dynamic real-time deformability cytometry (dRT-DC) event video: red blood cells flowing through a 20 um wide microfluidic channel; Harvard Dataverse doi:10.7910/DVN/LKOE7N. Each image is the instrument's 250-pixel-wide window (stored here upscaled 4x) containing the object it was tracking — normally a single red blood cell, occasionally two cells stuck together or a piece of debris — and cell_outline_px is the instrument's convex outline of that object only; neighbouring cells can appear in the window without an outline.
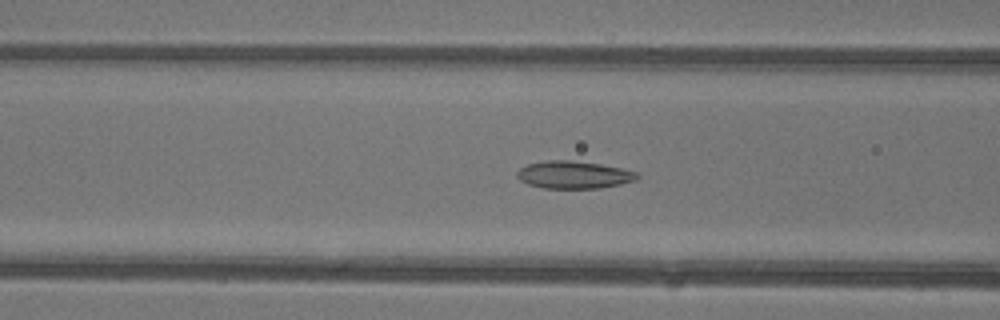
{"species": "common noctule bat (a hibernating species)", "species_latin": "Nyctalus noctula", "temperature_condition": "warm", "stored_images_in_passage": 35, "camera_frame_rate_fps": 3000, "um_per_image_px": 0.085, "animal": {"sex": "female"}, "frame": {"image": 1, "passage_image": 12, "time_ms": 3.667, "image_size_px": [1000, 320], "cell_outline_px": [[640, 176], [636, 180], [620, 184], [600, 188], [544, 188], [528, 184], [520, 180], [516, 176], [516, 172], [520, 168], [528, 164], [548, 160], [568, 160], [600, 164], [620, 168], [636, 172]], "centroid_in_image_um": [48.76, 14.86], "position_along_channel_um": 117.8, "area_um2": 19.13}}
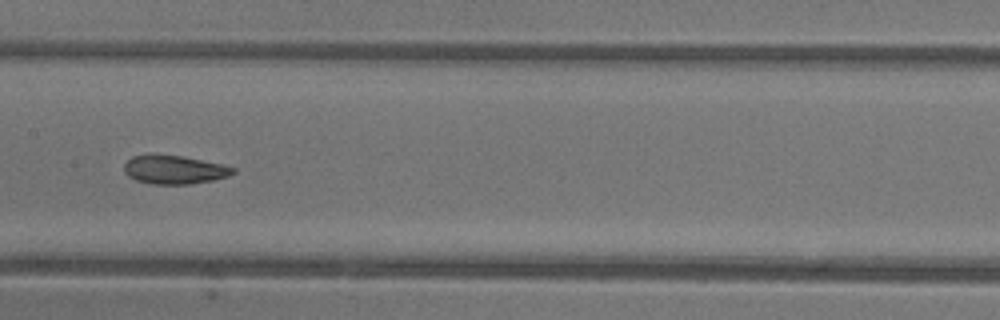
{"frame": {"image": 2, "passage_image": 17, "time_ms": 5.333, "image_size_px": [1000, 320], "cell_outline_px": [[236, 172], [228, 176], [212, 180], [188, 184], [152, 184], [136, 180], [128, 176], [124, 172], [124, 164], [132, 156], [184, 156], [220, 164], [236, 168]], "centroid_in_image_um": [14.83, 14.44], "position_along_channel_um": 192.6, "area_um2": 17.74}}
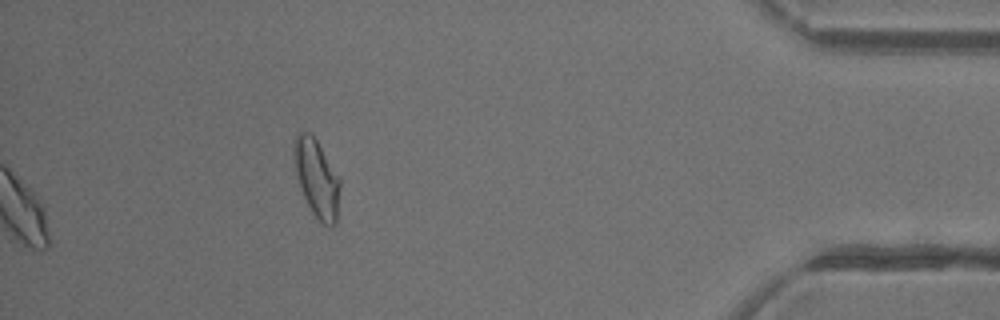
{"frame": {"image": 3, "passage_image": 35, "time_ms": 11.333, "image_size_px": [1000, 320], "cell_outline_px": [[340, 188], [336, 224], [332, 228], [316, 220], [300, 188], [296, 176], [292, 156], [292, 144], [296, 132], [308, 132], [316, 140], [340, 176]], "centroid_in_image_um": [26.9, 15.15], "position_along_channel_um": 408.3, "area_um2": 21.33}, "authors_computed_cell_mechanics": {"area_um2": 19.1318, "velocity_mm_per_s": 4.4672, "shape_relaxation_time_tau1_ms": 5.2736, "shape_relaxation_time_tau2_ms": 1.5668, "deformation_change_tau1": 0.1512, "deformation_change_tau2": 0.0724}}